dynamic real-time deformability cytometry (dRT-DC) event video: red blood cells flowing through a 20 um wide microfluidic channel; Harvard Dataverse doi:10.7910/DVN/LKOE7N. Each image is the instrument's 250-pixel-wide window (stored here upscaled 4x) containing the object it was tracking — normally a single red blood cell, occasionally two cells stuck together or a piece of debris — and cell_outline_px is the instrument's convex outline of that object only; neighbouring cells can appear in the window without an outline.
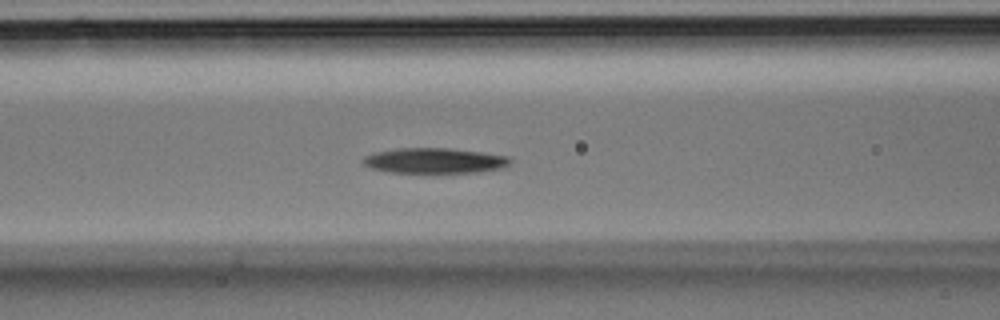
{"species": "Egyptian fruit bat (a non-hibernating species)", "species_latin": "Rousettus aegyptiacus", "temperature_condition": "room temperature", "stored_images_in_passage": 36, "camera_frame_rate_fps": 3000, "um_per_image_px": 0.085, "animal": {"sex": "male"}, "frame": {"image": 1, "passage_image": 14, "time_ms": 4.333, "image_size_px": [1000, 320], "cell_outline_px": [[512, 160], [508, 164], [500, 168], [476, 172], [388, 172], [372, 168], [364, 164], [360, 160], [364, 156], [376, 152], [396, 148], [448, 148], [480, 152], [508, 156]], "centroid_in_image_um": [36.89, 13.64], "position_along_channel_um": 129.7, "area_um2": 21.44}}
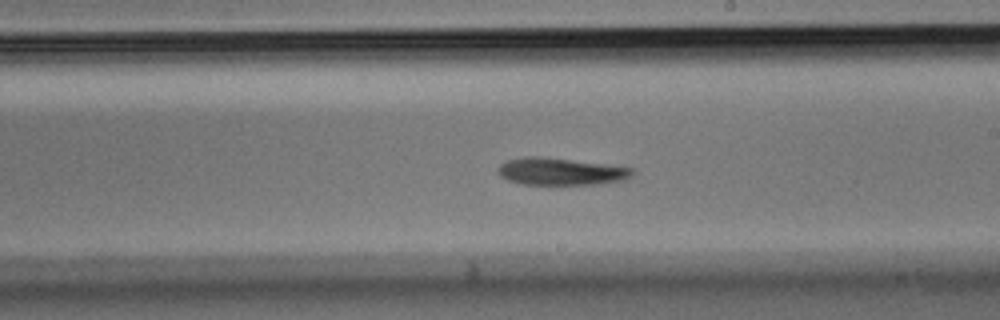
{"frame": {"image": 2, "passage_image": 20, "time_ms": 6.333, "image_size_px": [1000, 320], "cell_outline_px": [[632, 176], [624, 180], [596, 184], [524, 184], [508, 180], [500, 176], [496, 172], [496, 168], [500, 164], [508, 160], [528, 156], [540, 156], [632, 168]], "centroid_in_image_um": [47.59, 14.58], "position_along_channel_um": 241.4, "area_um2": 20.98}}
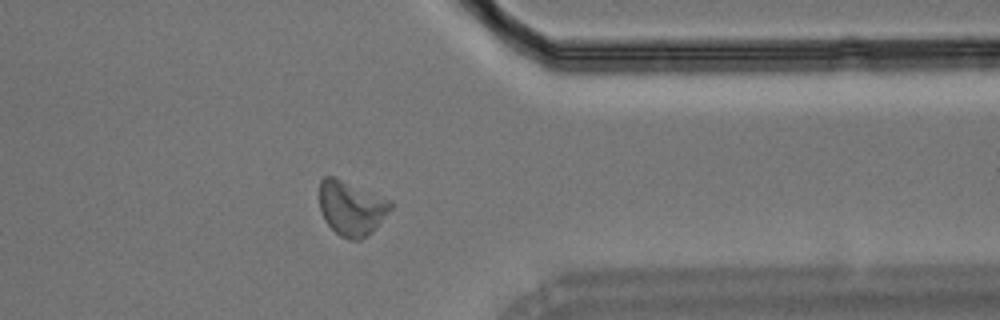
{"frame": {"image": 3, "passage_image": 28, "time_ms": 9.0, "image_size_px": [1000, 320], "cell_outline_px": [[392, 208], [372, 232], [360, 240], [348, 240], [340, 236], [324, 220], [320, 208], [320, 180], [324, 176], [332, 176], [392, 200]], "centroid_in_image_um": [29.87, 17.69], "position_along_channel_um": 381.5, "area_um2": 22.54}}